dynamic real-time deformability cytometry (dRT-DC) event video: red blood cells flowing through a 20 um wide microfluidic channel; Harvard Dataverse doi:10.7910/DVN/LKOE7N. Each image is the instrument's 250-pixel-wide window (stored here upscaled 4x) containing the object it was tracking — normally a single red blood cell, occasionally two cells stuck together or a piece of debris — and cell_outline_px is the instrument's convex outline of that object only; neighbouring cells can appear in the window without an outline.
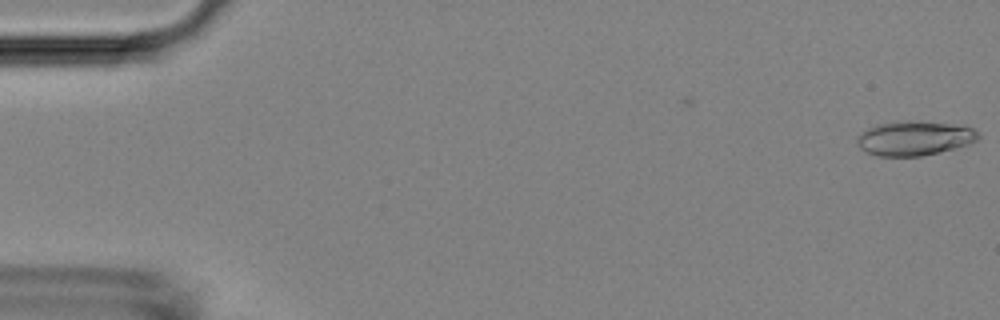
{"species": "Egyptian fruit bat (a non-hibernating species)", "species_latin": "Rousettus aegyptiacus", "temperature_condition": "room temperature", "stored_images_in_passage": 2, "camera_frame_rate_fps": 3000, "um_per_image_px": 0.085, "animal": {"sex": "female"}, "frame": {"image": 1, "passage_image": 2, "time_ms": 0.333, "image_size_px": [1000, 320], "cell_outline_px": [[980, 136], [976, 140], [968, 144], [920, 156], [876, 156], [860, 148], [856, 144], [856, 136], [860, 132], [876, 124], [900, 120], [920, 120], [948, 124], [972, 128], [980, 132]], "centroid_in_image_um": [77.65, 11.73], "position_along_channel_um": 7.3, "area_um2": 24.39}}